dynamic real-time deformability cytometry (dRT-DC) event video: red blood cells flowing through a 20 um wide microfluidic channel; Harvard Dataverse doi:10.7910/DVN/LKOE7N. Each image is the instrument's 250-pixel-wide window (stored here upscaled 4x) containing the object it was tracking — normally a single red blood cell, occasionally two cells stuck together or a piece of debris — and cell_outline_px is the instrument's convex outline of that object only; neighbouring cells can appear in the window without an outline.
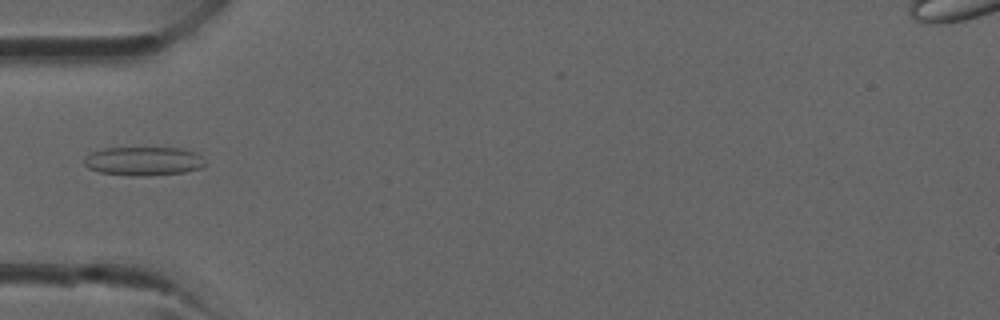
{"species": "common noctule bat (a hibernating species)", "species_latin": "Nyctalus noctula", "temperature_condition": "room temperature", "stored_images_in_passage": 35, "camera_frame_rate_fps": 3000, "um_per_image_px": 0.085, "animal": {"sex": "male", "forearm_length_mm": 52.5}, "frame": {"image": 1, "passage_image": 10, "time_ms": 3.0, "image_size_px": [1000, 320], "cell_outline_px": [[204, 164], [200, 168], [184, 172], [148, 176], [128, 176], [100, 172], [88, 168], [84, 164], [84, 160], [92, 152], [104, 148], [184, 148], [196, 152], [204, 160]], "centroid_in_image_um": [12.21, 13.7], "position_along_channel_um": 72.8, "area_um2": 20.29}}
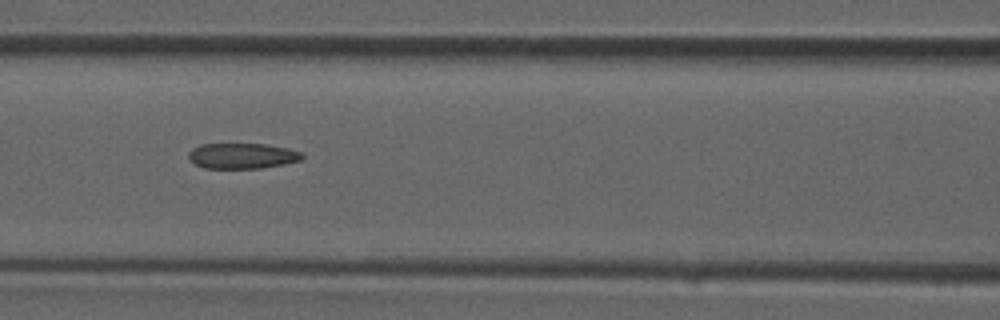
{"frame": {"image": 2, "passage_image": 14, "time_ms": 4.333, "image_size_px": [1000, 320], "cell_outline_px": [[304, 160], [284, 164], [260, 168], [204, 168], [196, 164], [188, 156], [188, 152], [192, 148], [200, 144], [264, 144], [288, 148], [304, 152]], "centroid_in_image_um": [20.64, 13.24], "position_along_channel_um": 146.0, "area_um2": 16.99}}
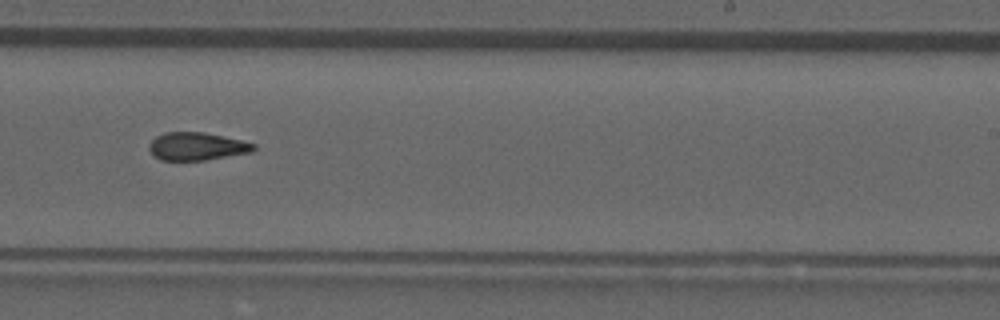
{"frame": {"image": 3, "passage_image": 21, "time_ms": 6.667, "image_size_px": [1000, 320], "cell_outline_px": [[256, 148], [252, 152], [204, 160], [160, 160], [148, 148], [148, 144], [156, 136], [164, 132], [204, 132], [224, 136], [256, 144]], "centroid_in_image_um": [16.73, 12.43], "position_along_channel_um": 272.3, "area_um2": 16.94}}